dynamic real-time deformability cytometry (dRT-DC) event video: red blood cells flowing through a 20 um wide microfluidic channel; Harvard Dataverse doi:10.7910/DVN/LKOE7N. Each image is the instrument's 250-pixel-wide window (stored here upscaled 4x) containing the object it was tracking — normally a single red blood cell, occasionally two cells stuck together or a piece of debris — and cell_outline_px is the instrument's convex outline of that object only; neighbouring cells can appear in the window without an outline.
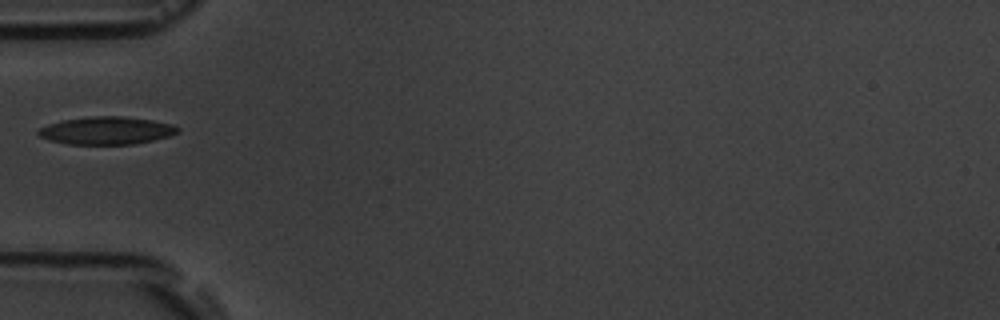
{"species": "common noctule bat (a hibernating species)", "species_latin": "Nyctalus noctula", "temperature_condition": "room temperature", "stored_images_in_passage": 6, "camera_frame_rate_fps": 3000, "um_per_image_px": 0.085, "animal": {"sex": "male", "body_mass_g": 19.5, "forearm_length_mm": 54.6}, "frame": {"image": 1, "passage_image": 6, "time_ms": 5.667, "image_size_px": [1000, 320], "cell_outline_px": [[180, 132], [168, 136], [152, 140], [132, 144], [68, 144], [48, 140], [40, 136], [36, 132], [40, 128], [48, 124], [64, 120], [92, 116], [124, 116], [152, 120], [176, 124], [180, 128]], "centroid_in_image_um": [9.09, 11.09], "position_along_channel_um": 75.9, "area_um2": 22.54}}